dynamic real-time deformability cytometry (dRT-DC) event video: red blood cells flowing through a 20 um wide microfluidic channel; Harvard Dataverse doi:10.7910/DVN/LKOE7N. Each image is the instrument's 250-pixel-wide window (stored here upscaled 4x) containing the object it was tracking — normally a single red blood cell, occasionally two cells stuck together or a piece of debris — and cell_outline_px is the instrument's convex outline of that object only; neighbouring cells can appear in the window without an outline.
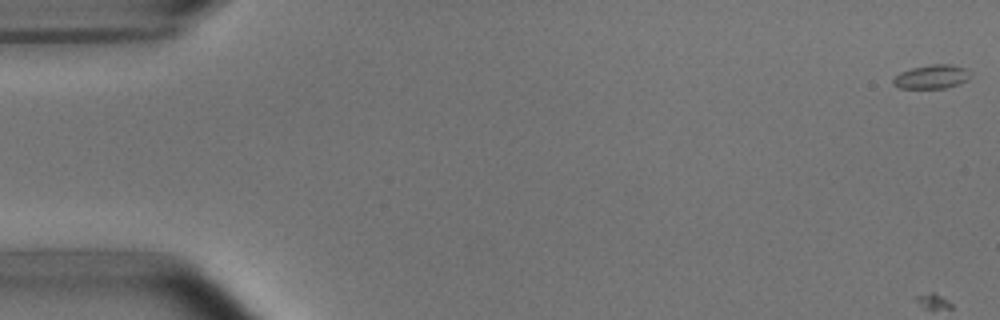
{"species": "common noctule bat (a hibernating species)", "species_latin": "Nyctalus noctula", "temperature_condition": "room temperature", "stored_images_in_passage": 55, "camera_frame_rate_fps": 3000, "um_per_image_px": 0.085, "animal": {"sex": "male", "body_mass_g": 15.6}, "frame": {"image": 1, "passage_image": 1, "time_ms": 0.0, "image_size_px": [1000, 320], "cell_outline_px": [[968, 80], [944, 88], [900, 88], [892, 84], [892, 80], [900, 72], [912, 68], [932, 64], [948, 64], [964, 68], [968, 76]], "centroid_in_image_um": [79.12, 6.53], "position_along_channel_um": 5.9, "area_um2": 10.4}}